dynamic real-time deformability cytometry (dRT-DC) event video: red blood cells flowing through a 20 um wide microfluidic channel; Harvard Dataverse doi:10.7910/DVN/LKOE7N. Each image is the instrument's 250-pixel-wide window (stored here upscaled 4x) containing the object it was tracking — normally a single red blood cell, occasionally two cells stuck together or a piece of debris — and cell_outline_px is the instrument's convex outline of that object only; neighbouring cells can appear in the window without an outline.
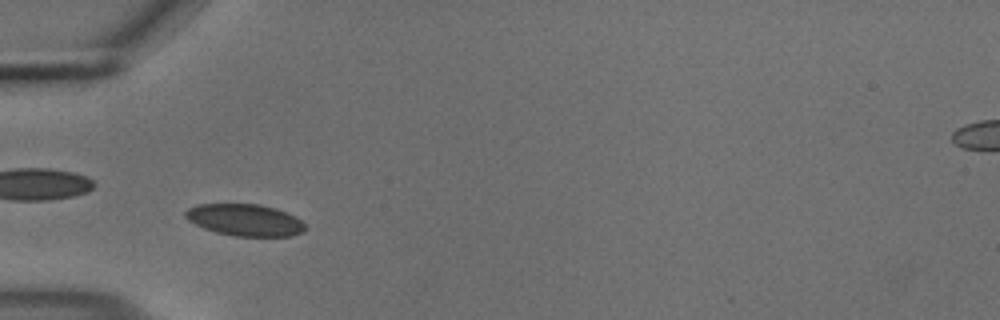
{"species": "common noctule bat (a hibernating species)", "species_latin": "Nyctalus noctula", "temperature_condition": "cold", "stored_images_in_passage": 23, "camera_frame_rate_fps": 3000, "um_per_image_px": 0.085, "animal": {"sex": "male", "body_mass_g": 18.8}, "frame": {"image": 1, "passage_image": 7, "time_ms": 2.0, "image_size_px": [1000, 320], "cell_outline_px": [[308, 228], [304, 232], [292, 236], [236, 236], [216, 232], [204, 228], [188, 220], [184, 216], [184, 212], [188, 208], [200, 204], [260, 204], [276, 208], [288, 212], [296, 216]], "centroid_in_image_um": [20.86, 18.7], "position_along_channel_um": 64.1, "area_um2": 22.37}}
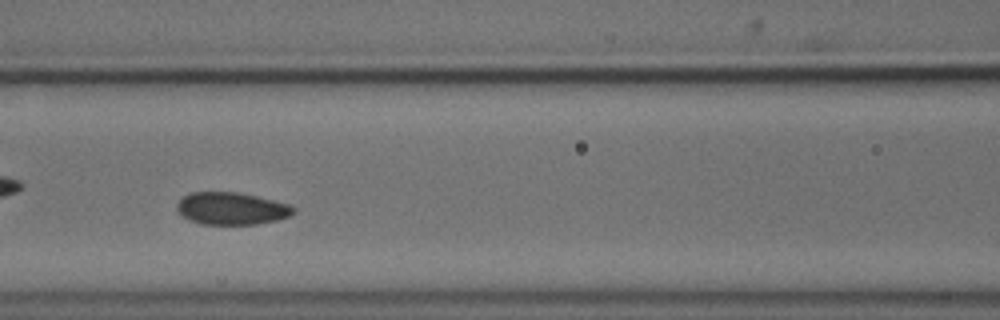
{"frame": {"image": 2, "passage_image": 14, "time_ms": 4.333, "image_size_px": [1000, 320], "cell_outline_px": [[296, 212], [288, 216], [276, 220], [256, 224], [200, 224], [188, 220], [176, 208], [176, 204], [188, 192], [236, 192], [256, 196], [288, 204], [296, 208]], "centroid_in_image_um": [19.66, 17.72], "position_along_channel_um": 146.9, "area_um2": 21.85}}
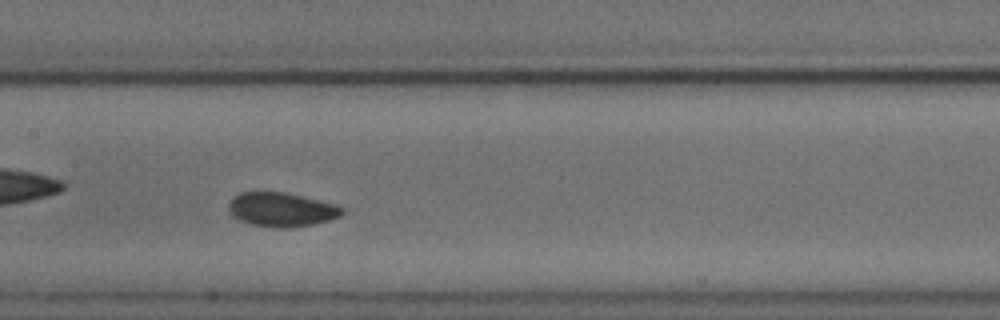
{"frame": {"image": 3, "passage_image": 17, "time_ms": 5.333, "image_size_px": [1000, 320], "cell_outline_px": [[344, 212], [340, 216], [328, 220], [312, 224], [292, 228], [272, 228], [252, 224], [240, 220], [232, 216], [228, 208], [228, 204], [232, 196], [240, 192], [284, 192], [340, 204], [344, 208]], "centroid_in_image_um": [23.94, 17.81], "position_along_channel_um": 183.5, "area_um2": 22.89}}